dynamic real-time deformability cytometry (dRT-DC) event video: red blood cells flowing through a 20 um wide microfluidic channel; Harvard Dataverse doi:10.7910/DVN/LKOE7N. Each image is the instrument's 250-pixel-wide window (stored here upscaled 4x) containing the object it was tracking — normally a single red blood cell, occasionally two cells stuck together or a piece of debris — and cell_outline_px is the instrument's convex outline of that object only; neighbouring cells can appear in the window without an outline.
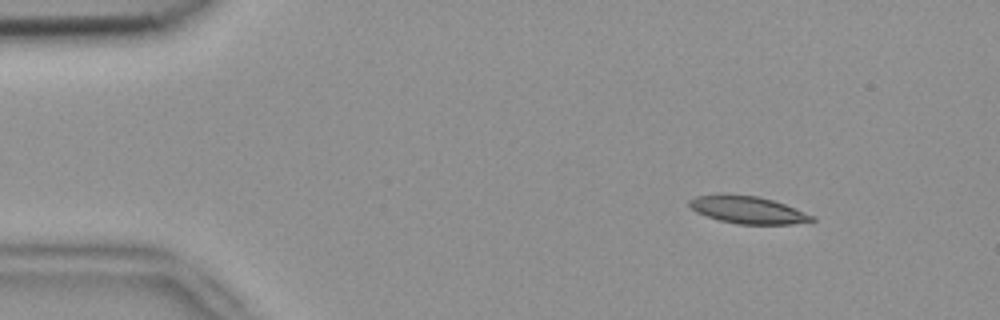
{"species": "common noctule bat (a hibernating species)", "species_latin": "Nyctalus noctula", "temperature_condition": "room temperature", "stored_images_in_passage": 4, "camera_frame_rate_fps": 3000, "um_per_image_px": 0.085, "animal": {"sex": "female", "body_mass_g": 18.4}, "frame": {"image": 1, "passage_image": 1, "time_ms": 0.0, "image_size_px": [1000, 320], "cell_outline_px": [[816, 220], [792, 224], [736, 224], [720, 220], [696, 212], [688, 204], [688, 200], [696, 196], [720, 192], [756, 196], [772, 200], [784, 204], [816, 216]], "centroid_in_image_um": [63.53, 17.82], "position_along_channel_um": 21.5, "area_um2": 19.77}}
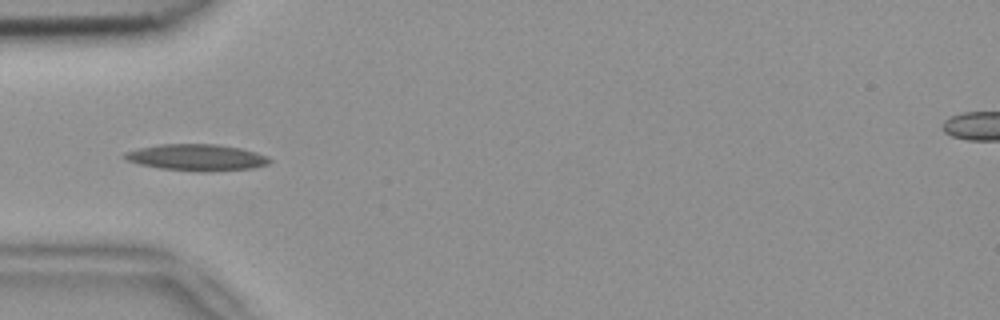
{"frame": {"image": 2, "passage_image": 4, "time_ms": 1.0, "image_size_px": [1000, 320], "cell_outline_px": [[272, 160], [268, 164], [252, 168], [204, 172], [160, 168], [140, 164], [128, 160], [120, 156], [124, 152], [140, 148], [160, 144], [216, 144], [240, 148], [256, 152], [268, 156]], "centroid_in_image_um": [16.72, 13.38], "position_along_channel_um": 68.3, "area_um2": 22.31}}